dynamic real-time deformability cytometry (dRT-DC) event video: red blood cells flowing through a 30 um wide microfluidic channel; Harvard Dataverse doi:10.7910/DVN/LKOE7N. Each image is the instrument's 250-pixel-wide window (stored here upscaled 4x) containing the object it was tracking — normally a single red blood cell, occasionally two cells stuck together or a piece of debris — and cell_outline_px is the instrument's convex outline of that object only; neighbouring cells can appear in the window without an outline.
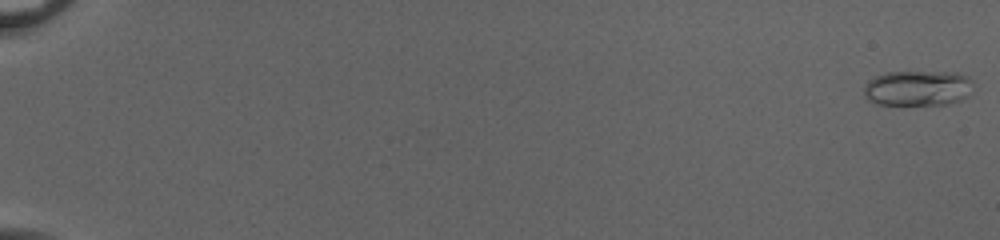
{"species": "common noctule bat (a hibernating species)", "species_latin": "Nyctalus noctula", "temperature_condition": "cold", "stored_images_in_passage": 54, "camera_frame_rate_fps": 3000, "um_per_image_px": 0.085, "animal": {"sex": "female", "body_mass_g": 20.0, "forearm_length_mm": 54.0}, "frame": {"image": 1, "passage_image": 1, "time_ms": 0.0, "image_size_px": [1000, 240], "cell_outline_px": [[972, 84], [968, 96], [960, 100], [948, 104], [876, 104], [868, 100], [864, 96], [864, 84], [872, 76], [888, 72], [956, 72], [968, 76], [972, 80]], "centroid_in_image_um": [77.98, 7.48], "position_along_channel_um": 7.0, "area_um2": 22.72}}
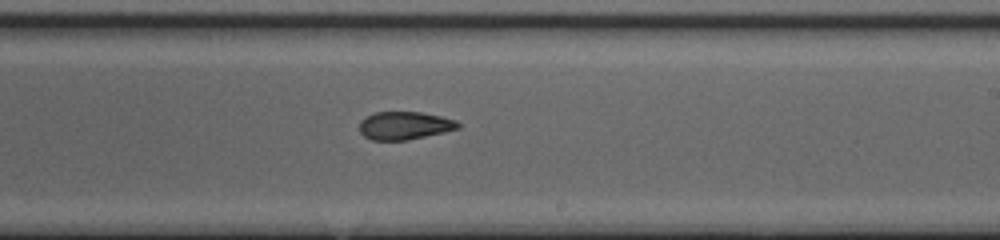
{"frame": {"image": 2, "passage_image": 35, "time_ms": 11.333, "image_size_px": [1000, 240], "cell_outline_px": [[460, 128], [444, 132], [408, 140], [372, 140], [364, 136], [360, 132], [360, 120], [364, 116], [376, 112], [420, 112], [440, 116], [456, 120], [460, 124]], "centroid_in_image_um": [34.37, 10.67], "position_along_channel_um": 254.6, "area_um2": 16.13}}
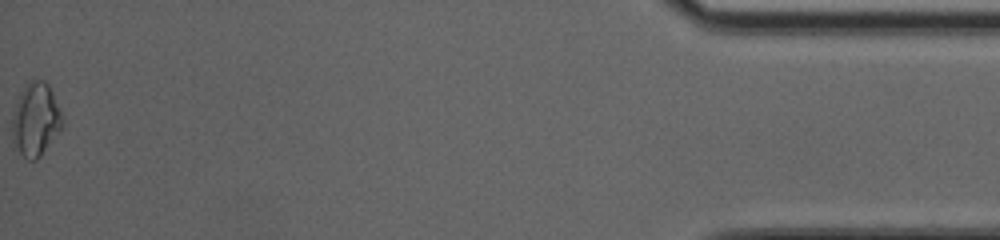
{"frame": {"image": 3, "passage_image": 54, "time_ms": 17.667, "image_size_px": [1000, 240], "cell_outline_px": [[64, 124], [40, 156], [36, 160], [28, 160], [20, 152], [12, 140], [12, 116], [20, 92], [28, 80], [44, 80], [48, 84], [52, 92], [64, 120]], "centroid_in_image_um": [3.02, 10.14], "position_along_channel_um": 432.2, "area_um2": 21.21}, "authors_computed_cell_mechanics": {"area_um2": 17.5423, "velocity_mm_per_s": 4.0835, "shape_relaxation_time_tau1_ms": null, "shape_relaxation_time_tau2_ms": 2.3631, "deformation_change_tau1": null, "deformation_change_tau2": 0.0757}}